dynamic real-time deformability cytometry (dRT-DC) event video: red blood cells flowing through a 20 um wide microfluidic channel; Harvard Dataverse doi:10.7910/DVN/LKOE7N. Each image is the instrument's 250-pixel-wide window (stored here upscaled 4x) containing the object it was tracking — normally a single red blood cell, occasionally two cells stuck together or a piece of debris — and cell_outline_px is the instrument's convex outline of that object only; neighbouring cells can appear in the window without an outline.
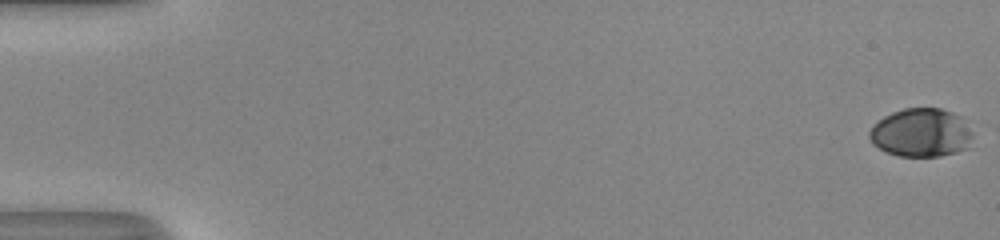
{"species": "human", "species_latin": "Homo sapiens", "temperature_condition": "room temperature", "stored_images_in_passage": 53, "camera_frame_rate_fps": 3000, "um_per_image_px": 0.085, "donor": {"sex": "male"}, "frame": {"image": 1, "passage_image": 1, "time_ms": 0.0, "image_size_px": [1000, 240], "cell_outline_px": [[972, 136], [968, 148], [956, 152], [940, 156], [900, 156], [888, 152], [872, 144], [868, 136], [868, 132], [884, 116], [892, 112], [904, 108], [940, 108], [964, 116], [972, 132]], "centroid_in_image_um": [78.33, 11.27], "position_along_channel_um": 6.7, "area_um2": 29.36}}
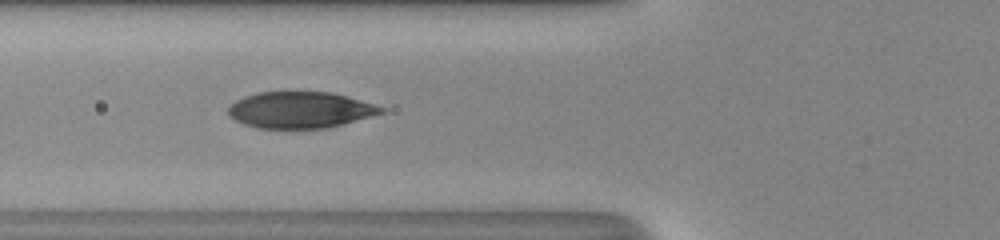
{"frame": {"image": 2, "passage_image": 22, "time_ms": 7.0, "image_size_px": [1000, 240], "cell_outline_px": [[388, 112], [344, 124], [328, 128], [256, 128], [244, 124], [228, 116], [228, 108], [236, 100], [244, 96], [260, 92], [332, 92], [388, 108]], "centroid_in_image_um": [25.57, 9.35], "position_along_channel_um": 100.2, "area_um2": 32.6}}
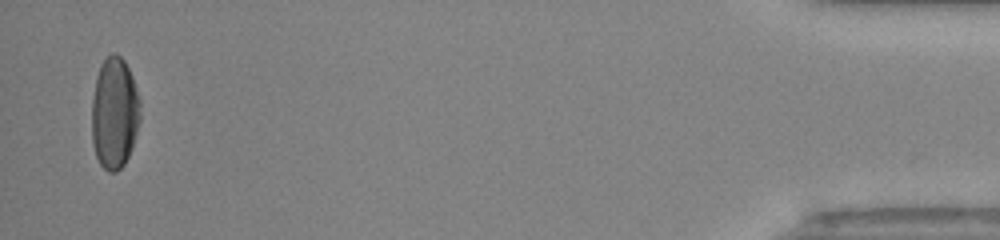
{"frame": {"image": 3, "passage_image": 52, "time_ms": 17.0, "image_size_px": [1000, 240], "cell_outline_px": [[140, 120], [132, 148], [124, 164], [116, 172], [108, 172], [100, 164], [96, 156], [92, 144], [92, 100], [96, 76], [100, 64], [112, 52], [120, 56], [124, 60], [132, 76], [140, 100]], "centroid_in_image_um": [9.72, 9.62], "position_along_channel_um": 425.5, "area_um2": 31.67}, "authors_computed_cell_mechanics": {"area_um2": 32.4258, "velocity_mm_per_s": 4.1115, "shape_relaxation_time_tau1_ms": 4.2931, "shape_relaxation_time_tau2_ms": null, "deformation_change_tau1": 0.2003, "deformation_change_tau2": null}}